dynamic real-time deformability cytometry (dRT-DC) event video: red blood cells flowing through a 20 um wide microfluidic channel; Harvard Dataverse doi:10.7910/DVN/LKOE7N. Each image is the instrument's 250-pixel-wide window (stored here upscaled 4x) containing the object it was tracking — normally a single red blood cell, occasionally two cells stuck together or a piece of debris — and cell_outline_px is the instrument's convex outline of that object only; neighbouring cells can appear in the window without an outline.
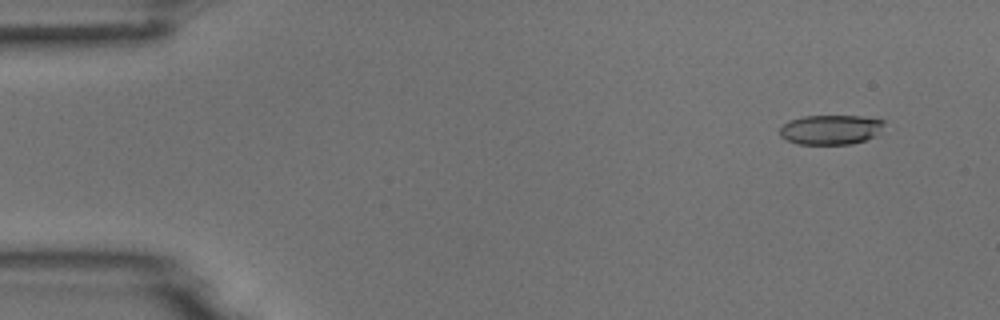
{"species": "common noctule bat (a hibernating species)", "species_latin": "Nyctalus noctula", "temperature_condition": "room temperature", "stored_images_in_passage": 5, "camera_frame_rate_fps": 3000, "um_per_image_px": 0.085, "animal": {"sex": "male", "body_mass_g": 18.8}, "frame": {"image": 1, "passage_image": 2, "time_ms": 0.333, "image_size_px": [1000, 320], "cell_outline_px": [[884, 124], [876, 136], [852, 144], [796, 144], [784, 140], [780, 136], [780, 128], [788, 120], [804, 116], [860, 116], [884, 120]], "centroid_in_image_um": [70.57, 11.02], "position_along_channel_um": 14.4, "area_um2": 18.15}}
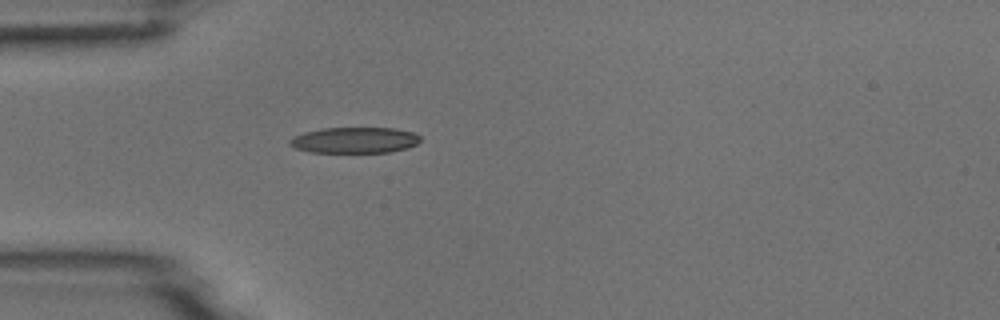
{"frame": {"image": 2, "passage_image": 5, "time_ms": 1.333, "image_size_px": [1000, 320], "cell_outline_px": [[420, 140], [416, 144], [408, 148], [388, 152], [308, 152], [296, 148], [288, 144], [288, 140], [292, 136], [304, 132], [320, 128], [396, 128], [412, 132], [420, 136]], "centroid_in_image_um": [30.1, 11.91], "position_along_channel_um": 54.9, "area_um2": 19.83}}